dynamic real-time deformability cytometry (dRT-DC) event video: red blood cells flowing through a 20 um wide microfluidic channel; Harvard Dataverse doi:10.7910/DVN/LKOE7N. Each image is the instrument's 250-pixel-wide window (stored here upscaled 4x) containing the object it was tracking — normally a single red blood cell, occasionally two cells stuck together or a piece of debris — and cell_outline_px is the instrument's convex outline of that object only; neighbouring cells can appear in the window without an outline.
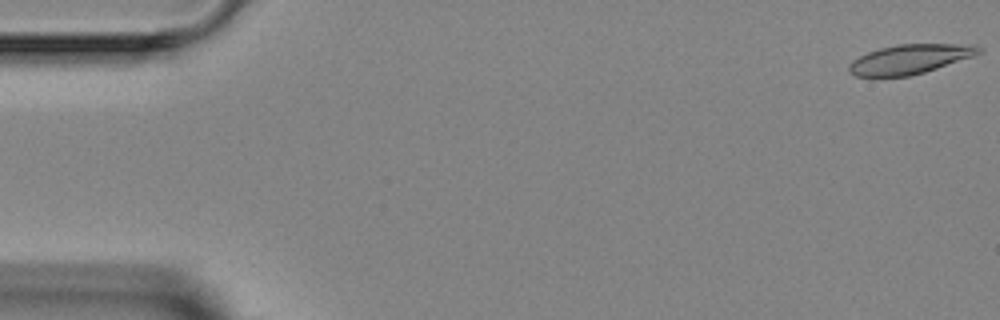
{"species": "Egyptian fruit bat (a non-hibernating species)", "species_latin": "Rousettus aegyptiacus", "temperature_condition": "room temperature", "stored_images_in_passage": 6, "camera_frame_rate_fps": 3000, "um_per_image_px": 0.085, "animal": {"sex": "female"}, "frame": {"image": 1, "passage_image": 1, "time_ms": 0.0, "image_size_px": [1000, 320], "cell_outline_px": [[984, 48], [980, 52], [972, 56], [912, 76], [856, 76], [848, 72], [848, 64], [852, 60], [868, 52], [880, 48], [896, 44], [976, 44]], "centroid_in_image_um": [77.33, 5.02], "position_along_channel_um": 7.7, "area_um2": 22.2}}
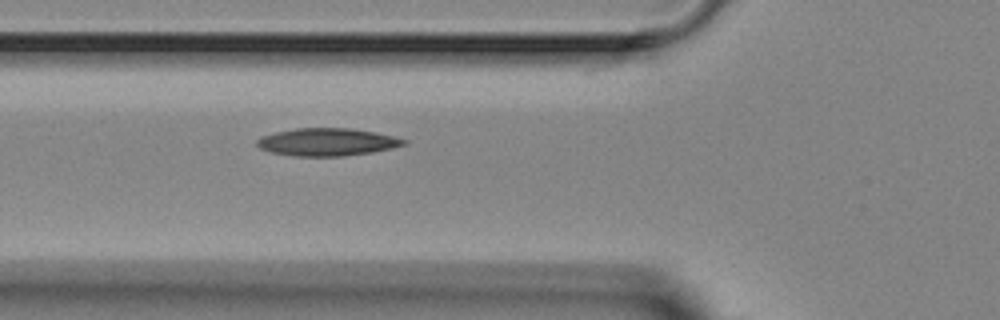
{"frame": {"image": 2, "passage_image": 6, "time_ms": 5.667, "image_size_px": [1000, 320], "cell_outline_px": [[408, 144], [392, 148], [372, 152], [344, 156], [292, 156], [272, 152], [260, 148], [256, 144], [256, 140], [260, 136], [276, 132], [296, 128], [352, 128], [376, 132], [408, 140]], "centroid_in_image_um": [27.82, 12.07], "position_along_channel_um": 98.0, "area_um2": 23.76}}